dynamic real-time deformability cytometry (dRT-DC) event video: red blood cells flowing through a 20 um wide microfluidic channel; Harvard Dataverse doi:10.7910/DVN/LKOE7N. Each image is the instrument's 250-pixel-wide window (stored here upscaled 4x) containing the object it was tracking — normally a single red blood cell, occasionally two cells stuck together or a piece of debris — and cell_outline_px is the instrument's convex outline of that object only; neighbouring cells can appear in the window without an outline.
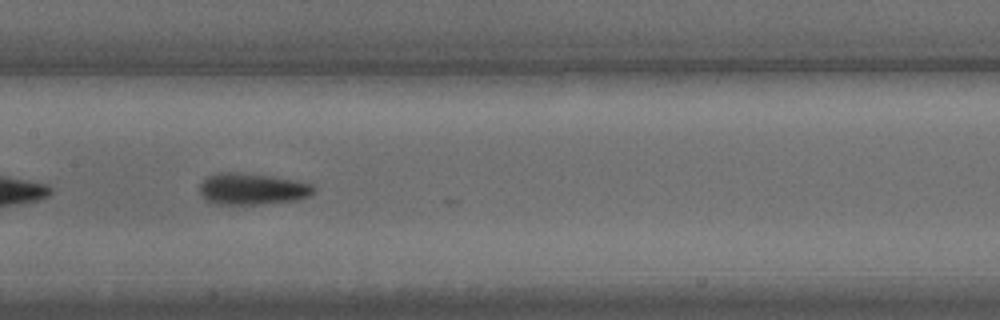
{"species": "common noctule bat (a hibernating species)", "species_latin": "Nyctalus noctula", "temperature_condition": "warm", "stored_images_in_passage": 21, "camera_frame_rate_fps": 3000, "um_per_image_px": 0.085, "animal": {"sex": "male", "body_mass_g": 15.6}, "frame": {"image": 1, "passage_image": 18, "time_ms": 5.667, "image_size_px": [1000, 320], "cell_outline_px": [[316, 192], [312, 196], [296, 200], [256, 204], [216, 204], [208, 200], [200, 192], [200, 184], [212, 172], [232, 172], [272, 176], [296, 180], [312, 184], [316, 188]], "centroid_in_image_um": [21.49, 16.05], "position_along_channel_um": 185.9, "area_um2": 20.98}}